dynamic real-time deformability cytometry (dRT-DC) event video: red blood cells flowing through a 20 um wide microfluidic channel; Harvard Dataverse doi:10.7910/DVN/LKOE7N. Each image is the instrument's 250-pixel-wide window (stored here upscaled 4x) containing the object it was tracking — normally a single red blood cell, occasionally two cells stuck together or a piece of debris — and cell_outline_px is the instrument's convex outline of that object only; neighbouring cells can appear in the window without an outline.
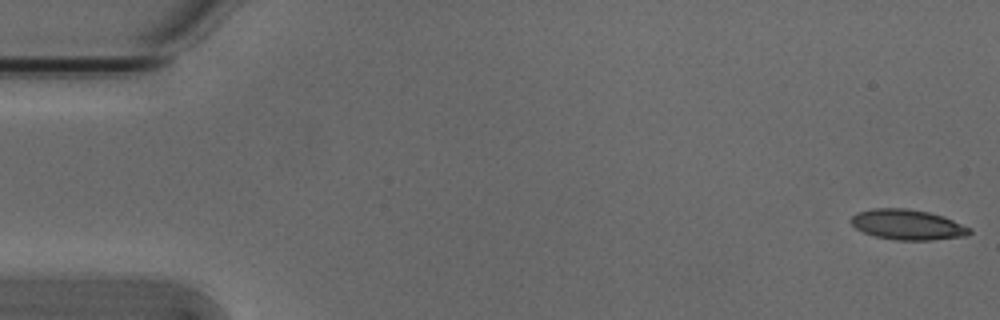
{"species": "Egyptian fruit bat (a non-hibernating species)", "species_latin": "Rousettus aegyptiacus", "temperature_condition": "cold", "stored_images_in_passage": 14, "camera_frame_rate_fps": 3000, "um_per_image_px": 0.085, "animal": {"sex": "male"}, "frame": {"image": 1, "passage_image": 1, "time_ms": 0.0, "image_size_px": [1000, 320], "cell_outline_px": [[972, 232], [968, 236], [932, 240], [896, 240], [876, 236], [864, 232], [856, 228], [852, 224], [852, 216], [856, 212], [872, 208], [908, 208], [928, 212], [944, 216], [972, 228]], "centroid_in_image_um": [77.19, 19.09], "position_along_channel_um": 7.8, "area_um2": 21.04}}
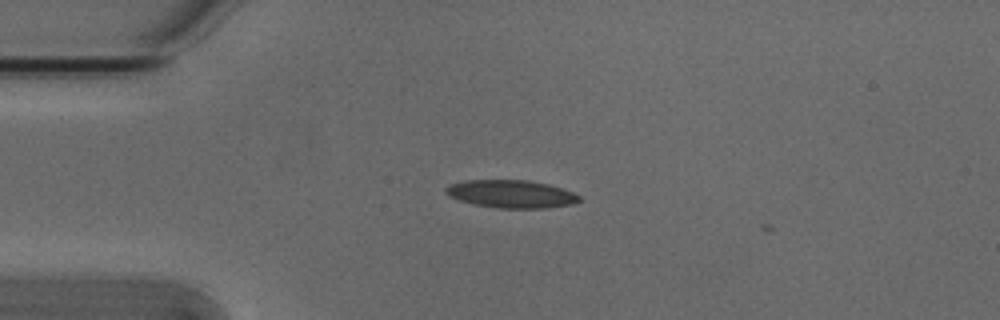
{"frame": {"image": 2, "passage_image": 13, "time_ms": 4.0, "image_size_px": [1000, 320], "cell_outline_px": [[580, 200], [572, 204], [544, 208], [496, 208], [472, 204], [448, 196], [444, 192], [444, 188], [452, 184], [464, 180], [528, 180], [548, 184], [572, 192], [580, 196]], "centroid_in_image_um": [43.41, 16.49], "position_along_channel_um": 41.6, "area_um2": 21.62}}